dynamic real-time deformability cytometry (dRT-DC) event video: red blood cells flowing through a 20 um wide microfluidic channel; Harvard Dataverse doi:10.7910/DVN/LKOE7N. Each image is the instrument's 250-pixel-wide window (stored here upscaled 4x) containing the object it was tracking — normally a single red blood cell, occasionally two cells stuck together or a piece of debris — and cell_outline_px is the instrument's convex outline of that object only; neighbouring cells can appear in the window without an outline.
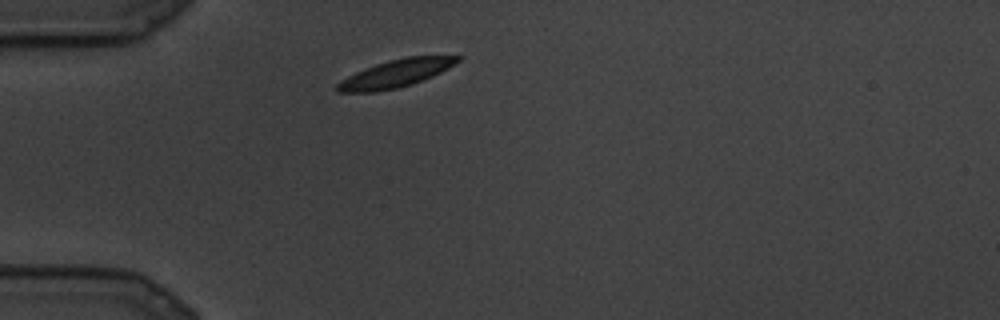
{"species": "common noctule bat (a hibernating species)", "species_latin": "Nyctalus noctula", "temperature_condition": "cold", "stored_images_in_passage": 20, "camera_frame_rate_fps": 3000, "um_per_image_px": 0.085, "animal": {"sex": "male", "body_mass_g": 19.5, "forearm_length_mm": 54.6}, "frame": {"image": 1, "passage_image": 1, "time_ms": 0.0, "image_size_px": [1000, 320], "cell_outline_px": [[464, 56], [460, 60], [448, 68], [432, 76], [412, 84], [396, 88], [376, 92], [336, 92], [336, 84], [340, 80], [356, 72], [376, 64], [388, 60], [408, 56]], "centroid_in_image_um": [33.62, 6.25], "position_along_channel_um": 51.4, "area_um2": 19.25}}
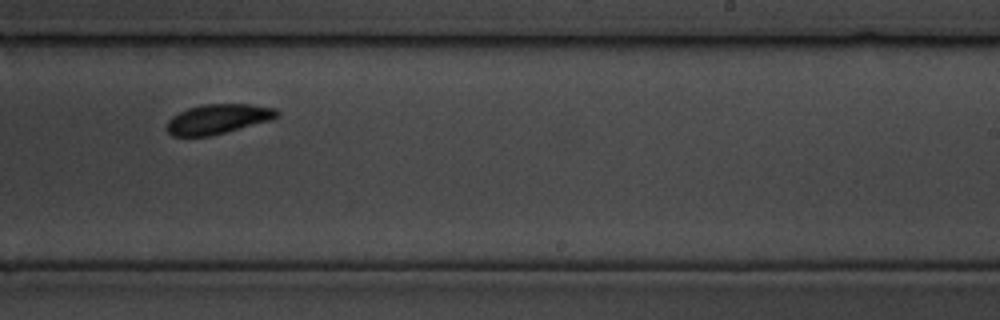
{"frame": {"image": 2, "passage_image": 10, "time_ms": 3.0, "image_size_px": [1000, 320], "cell_outline_px": [[280, 116], [272, 120], [208, 136], [172, 136], [164, 128], [168, 120], [172, 116], [188, 108], [200, 104], [252, 104], [276, 108], [280, 112]], "centroid_in_image_um": [18.53, 10.1], "position_along_channel_um": 270.5, "area_um2": 19.25}}
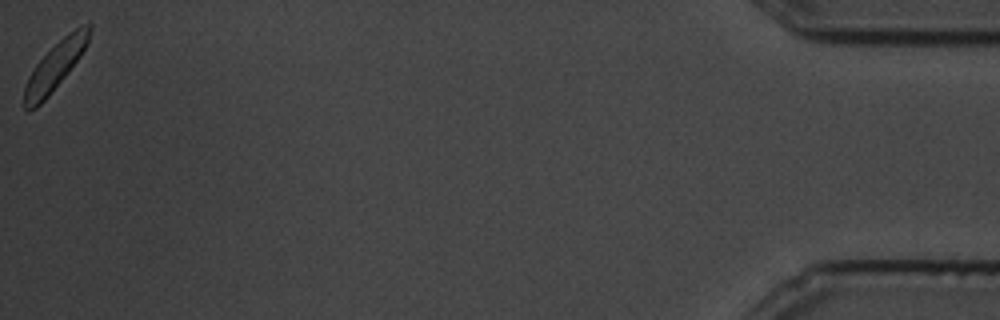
{"frame": {"image": 3, "passage_image": 20, "time_ms": 6.333, "image_size_px": [1000, 320], "cell_outline_px": [[92, 24], [88, 44], [80, 56], [68, 72], [48, 96], [36, 108], [28, 112], [24, 108], [24, 88], [28, 76], [36, 64], [68, 32], [76, 28], [88, 24]], "centroid_in_image_um": [4.67, 5.64], "position_along_channel_um": 430.5, "area_um2": 17.74}}